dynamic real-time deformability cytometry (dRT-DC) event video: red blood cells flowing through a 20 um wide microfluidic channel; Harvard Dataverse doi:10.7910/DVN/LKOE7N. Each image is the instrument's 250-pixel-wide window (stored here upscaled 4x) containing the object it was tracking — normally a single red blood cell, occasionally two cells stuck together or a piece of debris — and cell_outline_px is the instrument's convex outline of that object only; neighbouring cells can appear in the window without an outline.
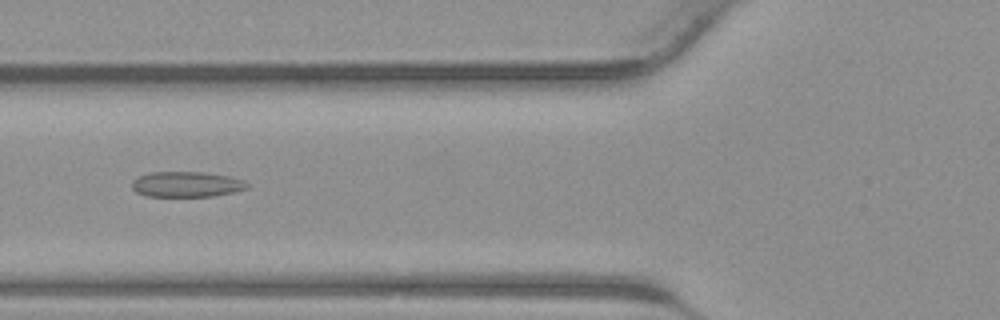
{"species": "common noctule bat (a hibernating species)", "species_latin": "Nyctalus noctula", "temperature_condition": "warm", "stored_images_in_passage": 41, "camera_frame_rate_fps": 3000, "um_per_image_px": 0.085, "animal": {"sex": "male", "body_mass_g": 23.1, "forearm_length_mm": 52.7}, "frame": {"image": 1, "passage_image": 15, "time_ms": 4.667, "image_size_px": [1000, 320], "cell_outline_px": [[248, 188], [236, 192], [212, 196], [148, 196], [136, 192], [132, 188], [132, 180], [148, 172], [204, 172], [228, 176], [244, 180], [248, 184]], "centroid_in_image_um": [15.87, 15.66], "position_along_channel_um": 109.9, "area_um2": 17.11}}
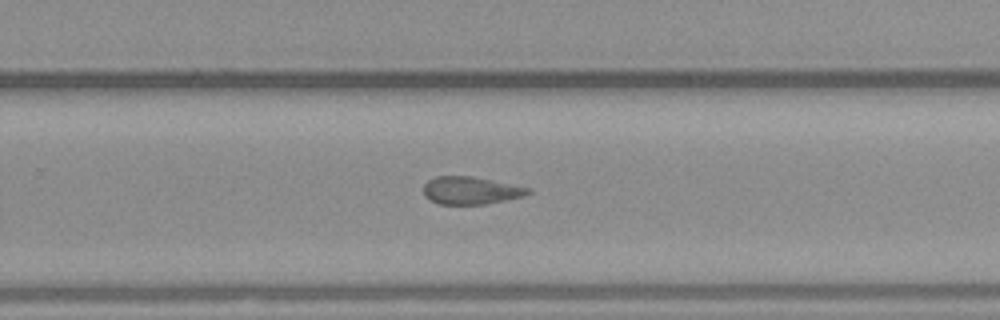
{"frame": {"image": 2, "passage_image": 26, "time_ms": 8.333, "image_size_px": [1000, 320], "cell_outline_px": [[532, 192], [524, 196], [488, 204], [440, 204], [424, 196], [424, 184], [428, 180], [436, 176], [472, 176], [532, 188]], "centroid_in_image_um": [40.05, 16.19], "position_along_channel_um": 289.8, "area_um2": 16.88}}
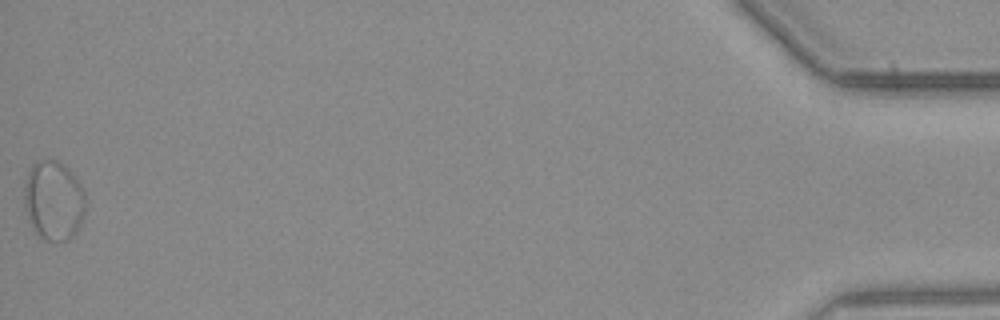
{"frame": {"image": 3, "passage_image": 41, "time_ms": 13.333, "image_size_px": [1000, 320], "cell_outline_px": [[84, 216], [76, 232], [68, 240], [44, 240], [36, 232], [24, 208], [24, 180], [32, 164], [40, 160], [56, 160], [64, 164], [68, 168], [80, 184], [84, 192]], "centroid_in_image_um": [4.54, 17.02], "position_along_channel_um": 430.7, "area_um2": 28.26}}